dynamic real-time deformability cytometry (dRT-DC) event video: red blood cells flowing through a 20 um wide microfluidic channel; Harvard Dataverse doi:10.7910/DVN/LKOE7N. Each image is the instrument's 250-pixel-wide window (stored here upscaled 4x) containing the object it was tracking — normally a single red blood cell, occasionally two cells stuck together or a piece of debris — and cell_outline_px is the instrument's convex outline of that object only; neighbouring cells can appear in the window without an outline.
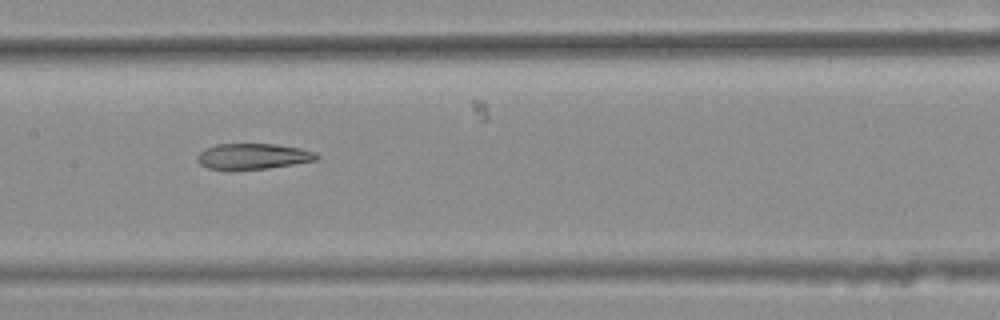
{"species": "common noctule bat (a hibernating species)", "species_latin": "Nyctalus noctula", "temperature_condition": "warm", "stored_images_in_passage": 49, "segment_of_instrument_passage": [2, 2], "camera_frame_rate_fps": 3000, "um_per_image_px": 0.085, "animal": {"sex": "female", "body_mass_g": 25.1}, "frame": {"image": 1, "passage_image": 27, "time_ms": 8.667, "image_size_px": [1000, 320], "cell_outline_px": [[320, 156], [316, 160], [268, 168], [208, 168], [200, 164], [196, 160], [196, 156], [204, 148], [216, 144], [276, 144], [300, 148], [316, 152]], "centroid_in_image_um": [21.51, 13.26], "position_along_channel_um": 185.9, "area_um2": 17.57}}
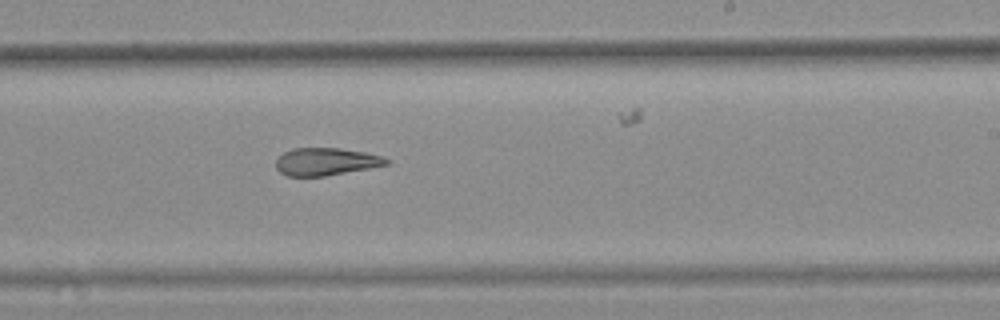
{"frame": {"image": 2, "passage_image": 33, "time_ms": 10.667, "image_size_px": [1000, 320], "cell_outline_px": [[392, 160], [388, 164], [368, 168], [324, 176], [288, 176], [280, 172], [276, 168], [276, 160], [284, 152], [292, 148], [340, 148], [364, 152], [384, 156]], "centroid_in_image_um": [27.72, 13.73], "position_along_channel_um": 261.3, "area_um2": 17.69}}
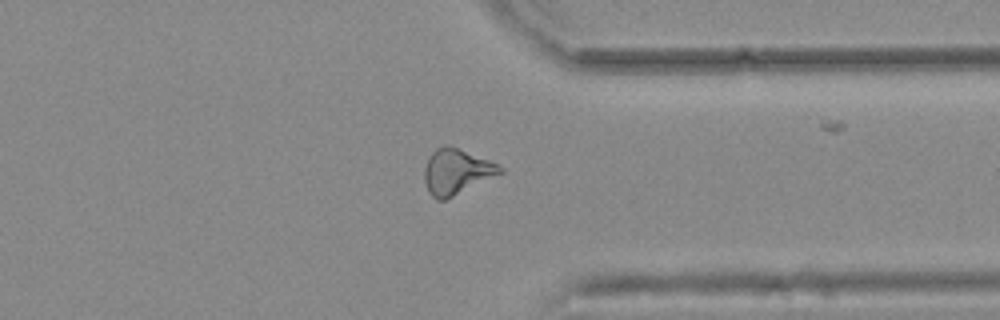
{"frame": {"image": 3, "passage_image": 42, "time_ms": 13.667, "image_size_px": [1000, 320], "cell_outline_px": [[504, 172], [444, 200], [436, 200], [428, 192], [424, 180], [424, 168], [428, 156], [436, 148], [444, 144], [448, 144], [488, 160], [504, 168]], "centroid_in_image_um": [38.76, 14.58], "position_along_channel_um": 372.6, "area_um2": 19.94}}